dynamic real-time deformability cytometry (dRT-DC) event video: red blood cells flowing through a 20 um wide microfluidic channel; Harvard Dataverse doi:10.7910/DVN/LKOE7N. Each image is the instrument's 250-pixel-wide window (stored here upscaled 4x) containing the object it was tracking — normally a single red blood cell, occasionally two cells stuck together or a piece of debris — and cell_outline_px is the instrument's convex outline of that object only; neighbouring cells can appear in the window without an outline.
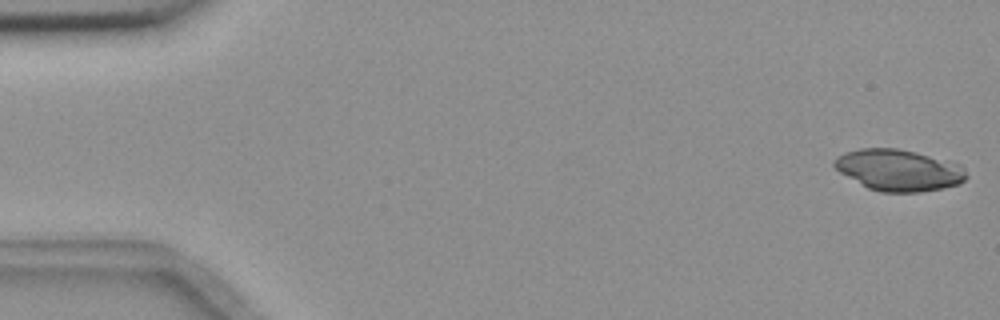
{"species": "common noctule bat (a hibernating species)", "species_latin": "Nyctalus noctula", "temperature_condition": "room temperature", "stored_images_in_passage": 16, "camera_frame_rate_fps": 3000, "um_per_image_px": 0.085, "animal": {"sex": "female", "body_mass_g": 18.4}, "frame": {"image": 1, "passage_image": 1, "time_ms": 0.0, "image_size_px": [1000, 320], "cell_outline_px": [[968, 176], [960, 184], [920, 192], [880, 192], [868, 188], [840, 172], [832, 164], [832, 160], [836, 156], [844, 152], [860, 148], [896, 148], [916, 152], [948, 160], [960, 164], [964, 168]], "centroid_in_image_um": [76.38, 14.45], "position_along_channel_um": 8.6, "area_um2": 31.96}}